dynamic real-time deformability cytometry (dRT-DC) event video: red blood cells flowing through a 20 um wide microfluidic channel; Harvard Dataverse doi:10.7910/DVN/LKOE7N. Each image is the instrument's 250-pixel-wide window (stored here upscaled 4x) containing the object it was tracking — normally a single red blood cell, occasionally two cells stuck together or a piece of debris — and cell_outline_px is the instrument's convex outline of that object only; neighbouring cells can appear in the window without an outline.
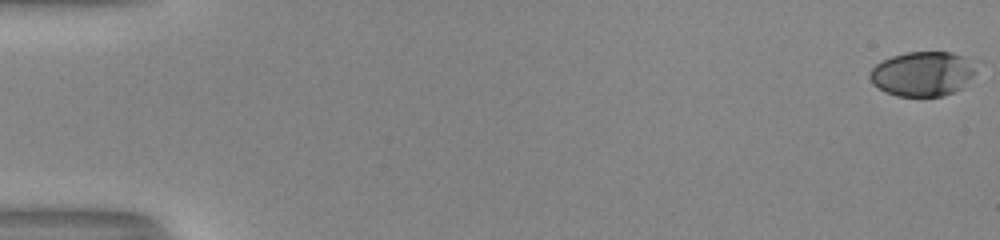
{"species": "human", "species_latin": "Homo sapiens", "temperature_condition": "room temperature", "stored_images_in_passage": 54, "camera_frame_rate_fps": 3000, "um_per_image_px": 0.085, "donor": {"sex": "male"}, "frame": {"image": 1, "passage_image": 1, "time_ms": 0.0, "image_size_px": [1000, 240], "cell_outline_px": [[976, 64], [972, 76], [964, 88], [944, 96], [896, 96], [884, 92], [872, 84], [868, 76], [872, 68], [876, 64], [892, 56], [904, 52], [952, 52], [964, 56], [972, 60]], "centroid_in_image_um": [78.42, 6.28], "position_along_channel_um": 6.6, "area_um2": 27.98}}
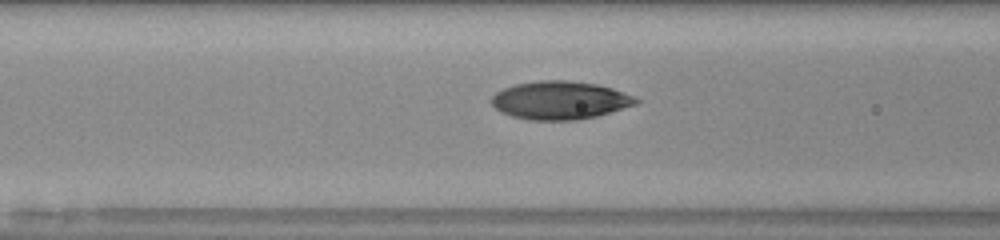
{"frame": {"image": 2, "passage_image": 24, "time_ms": 7.667, "image_size_px": [1000, 240], "cell_outline_px": [[640, 100], [636, 104], [596, 116], [576, 120], [528, 120], [512, 116], [500, 112], [492, 104], [492, 96], [496, 92], [504, 88], [516, 84], [540, 80], [568, 80], [596, 84], [612, 88], [636, 96]], "centroid_in_image_um": [47.6, 8.52], "position_along_channel_um": 119.0, "area_um2": 32.08}}
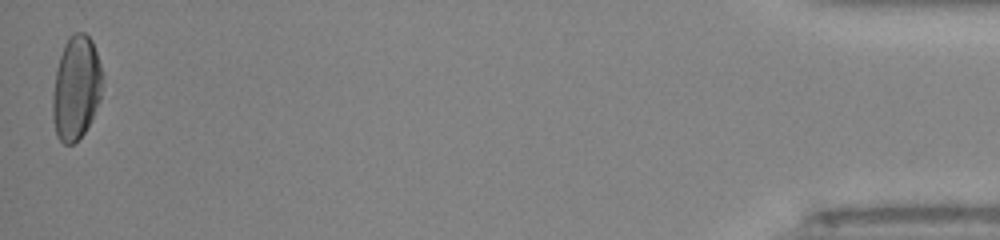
{"frame": {"image": 3, "passage_image": 54, "time_ms": 17.667, "image_size_px": [1000, 240], "cell_outline_px": [[104, 76], [100, 100], [92, 120], [84, 132], [72, 144], [64, 144], [56, 136], [52, 116], [52, 96], [56, 68], [64, 44], [68, 36], [76, 32], [84, 32], [92, 40]], "centroid_in_image_um": [6.47, 7.46], "position_along_channel_um": 428.7, "area_um2": 30.52}, "authors_computed_cell_mechanics": {"area_um2": 30.1427, "velocity_mm_per_s": 4.0318, "shape_relaxation_time_tau1_ms": 5.8415, "shape_relaxation_time_tau2_ms": 0.8717, "deformation_change_tau1": 0.2101, "deformation_change_tau2": 0.0521}}